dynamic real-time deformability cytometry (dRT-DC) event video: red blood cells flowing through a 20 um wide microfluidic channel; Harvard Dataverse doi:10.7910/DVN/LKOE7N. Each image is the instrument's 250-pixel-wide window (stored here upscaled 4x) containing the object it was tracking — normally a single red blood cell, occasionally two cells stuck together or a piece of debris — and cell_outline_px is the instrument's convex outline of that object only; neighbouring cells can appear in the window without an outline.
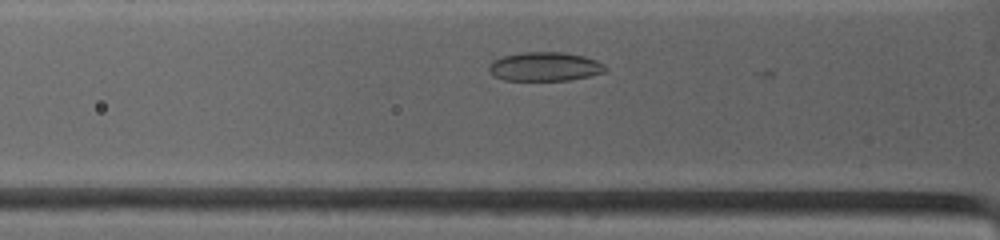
{"species": "common noctule bat (a hibernating species)", "species_latin": "Nyctalus noctula", "temperature_condition": "warm", "stored_images_in_passage": 12, "camera_frame_rate_fps": 4500, "um_per_image_px": 0.085, "animal": {"sex": "female", "body_mass_g": 19.0, "forearm_length_mm": 53.3}, "frame": {"image": 1, "passage_image": 4, "time_ms": 0.444, "image_size_px": [1000, 240], "cell_outline_px": [[608, 68], [604, 72], [588, 76], [568, 80], [504, 80], [488, 72], [488, 64], [492, 60], [504, 56], [524, 52], [564, 52], [584, 56], [596, 60], [604, 64]], "centroid_in_image_um": [46.3, 5.65], "position_along_channel_um": 79.5, "area_um2": 19.65}}
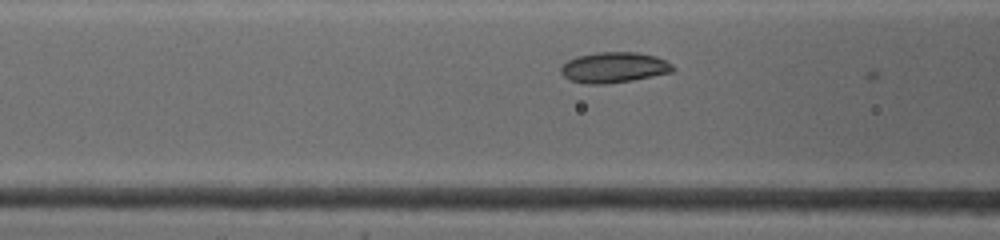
{"frame": {"image": 2, "passage_image": 8, "time_ms": 1.333, "image_size_px": [1000, 240], "cell_outline_px": [[676, 68], [672, 72], [632, 80], [608, 84], [584, 84], [568, 80], [560, 72], [560, 68], [568, 60], [576, 56], [596, 52], [636, 52], [656, 56], [672, 64]], "centroid_in_image_um": [52.16, 5.74], "position_along_channel_um": 114.4, "area_um2": 20.11}}